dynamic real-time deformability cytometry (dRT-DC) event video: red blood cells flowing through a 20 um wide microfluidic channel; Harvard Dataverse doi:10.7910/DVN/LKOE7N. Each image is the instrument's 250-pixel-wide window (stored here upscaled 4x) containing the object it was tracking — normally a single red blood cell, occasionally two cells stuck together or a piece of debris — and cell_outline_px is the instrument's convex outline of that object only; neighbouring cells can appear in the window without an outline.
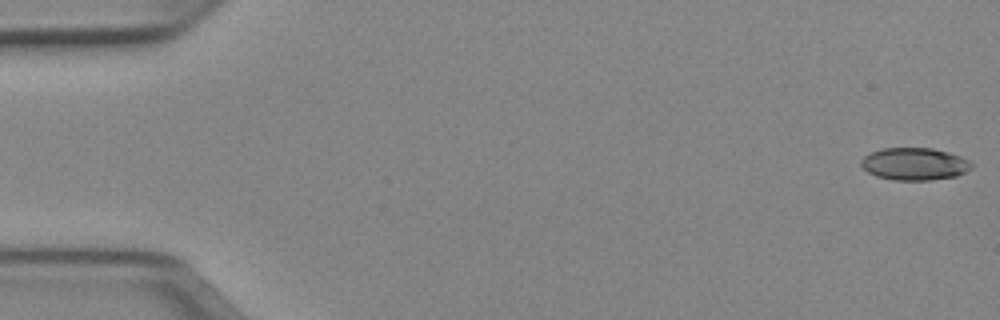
{"species": "Egyptian fruit bat (a non-hibernating species)", "species_latin": "Rousettus aegyptiacus", "temperature_condition": "cold", "stored_images_in_passage": 10, "camera_frame_rate_fps": 3000, "um_per_image_px": 0.085, "animal": {"sex": "female"}, "frame": {"image": 1, "passage_image": 1, "time_ms": 0.0, "image_size_px": [1000, 320], "cell_outline_px": [[972, 168], [956, 176], [928, 180], [892, 180], [876, 176], [868, 172], [860, 164], [860, 160], [864, 156], [872, 152], [884, 148], [932, 148], [948, 152], [960, 156], [968, 160], [972, 164]], "centroid_in_image_um": [77.72, 13.94], "position_along_channel_um": 7.3, "area_um2": 20.75}}